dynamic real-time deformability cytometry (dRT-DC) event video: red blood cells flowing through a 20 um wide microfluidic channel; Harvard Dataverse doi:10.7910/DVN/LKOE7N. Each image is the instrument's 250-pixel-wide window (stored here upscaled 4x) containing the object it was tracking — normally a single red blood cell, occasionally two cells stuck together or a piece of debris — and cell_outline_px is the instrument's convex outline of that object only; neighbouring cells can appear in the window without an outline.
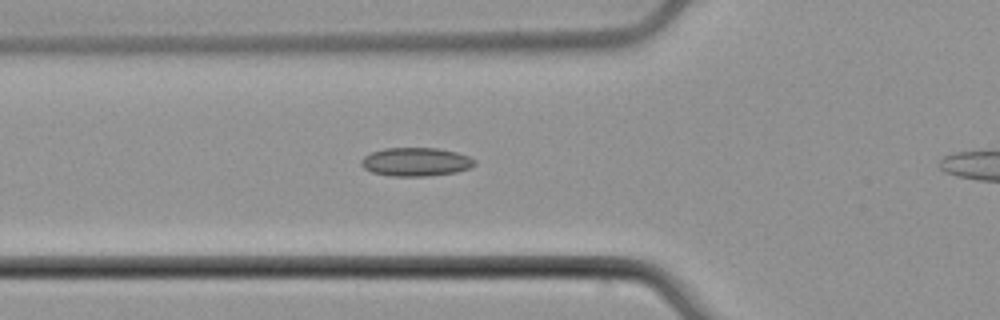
{"species": "common noctule bat (a hibernating species)", "species_latin": "Nyctalus noctula", "temperature_condition": "cold", "stored_images_in_passage": 29, "camera_frame_rate_fps": 3000, "um_per_image_px": 0.085, "animal": {"sex": "male", "body_mass_g": 21.5, "forearm_length_mm": 52.0}, "frame": {"image": 1, "passage_image": 2, "time_ms": 0.333, "image_size_px": [1000, 320], "cell_outline_px": [[476, 164], [472, 168], [456, 172], [428, 176], [388, 176], [372, 172], [364, 168], [360, 164], [360, 160], [364, 156], [372, 152], [384, 148], [436, 148], [456, 152], [468, 156], [476, 160]], "centroid_in_image_um": [35.35, 13.76], "position_along_channel_um": 90.4, "area_um2": 19.02}}
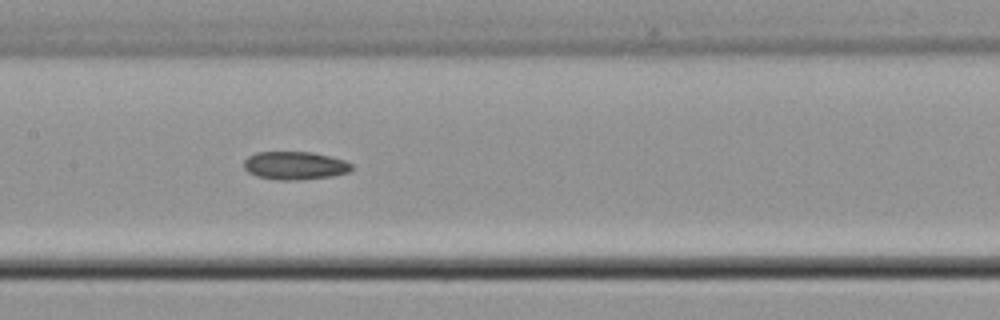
{"frame": {"image": 2, "passage_image": 9, "time_ms": 2.667, "image_size_px": [1000, 320], "cell_outline_px": [[352, 168], [348, 172], [332, 176], [296, 180], [280, 180], [256, 176], [248, 172], [244, 168], [244, 160], [248, 156], [256, 152], [312, 152], [344, 160], [352, 164]], "centroid_in_image_um": [25.04, 14.07], "position_along_channel_um": 182.4, "area_um2": 17.57}}
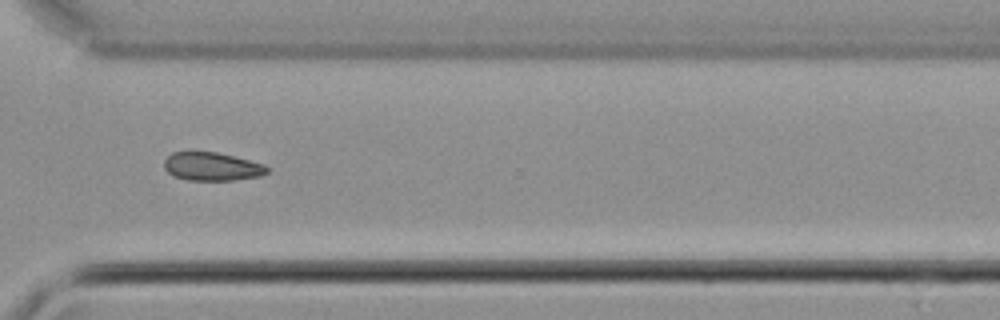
{"frame": {"image": 3, "passage_image": 22, "time_ms": 7.0, "image_size_px": [1000, 320], "cell_outline_px": [[268, 172], [260, 176], [236, 180], [188, 180], [172, 176], [164, 168], [164, 160], [172, 152], [188, 148], [192, 148], [216, 152], [264, 164], [268, 168]], "centroid_in_image_um": [17.93, 14.11], "position_along_channel_um": 352.7, "area_um2": 17.63}}